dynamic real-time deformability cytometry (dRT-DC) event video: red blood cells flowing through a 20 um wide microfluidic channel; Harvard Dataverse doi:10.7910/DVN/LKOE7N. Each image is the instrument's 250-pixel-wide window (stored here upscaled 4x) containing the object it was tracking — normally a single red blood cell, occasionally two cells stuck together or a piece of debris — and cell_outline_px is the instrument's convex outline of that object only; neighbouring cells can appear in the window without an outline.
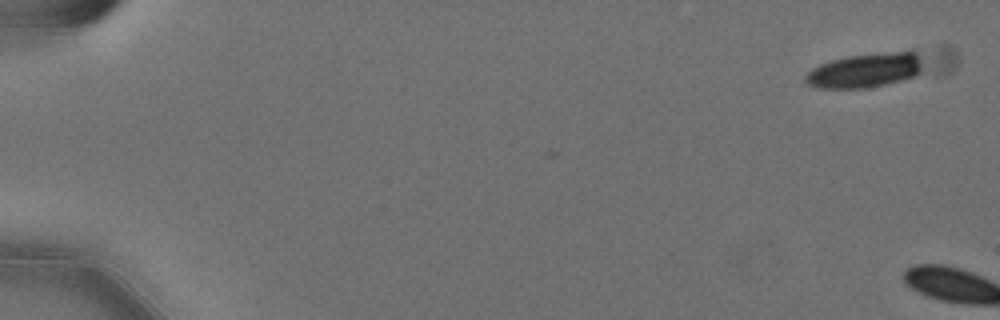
{"species": "Egyptian fruit bat (a non-hibernating species)", "species_latin": "Rousettus aegyptiacus", "temperature_condition": "cold", "stored_images_in_passage": 3, "camera_frame_rate_fps": 3000, "um_per_image_px": 0.085, "animal": {"sex": "female"}, "frame": {"image": 1, "passage_image": 1, "time_ms": 0.0, "image_size_px": [1000, 320], "cell_outline_px": [[956, 64], [952, 72], [948, 76], [864, 88], [816, 88], [808, 84], [804, 80], [804, 76], [812, 68], [820, 64], [832, 60], [848, 56], [940, 44], [952, 44], [956, 52]], "centroid_in_image_um": [75.18, 5.77], "position_along_channel_um": 9.8, "area_um2": 33.23}}